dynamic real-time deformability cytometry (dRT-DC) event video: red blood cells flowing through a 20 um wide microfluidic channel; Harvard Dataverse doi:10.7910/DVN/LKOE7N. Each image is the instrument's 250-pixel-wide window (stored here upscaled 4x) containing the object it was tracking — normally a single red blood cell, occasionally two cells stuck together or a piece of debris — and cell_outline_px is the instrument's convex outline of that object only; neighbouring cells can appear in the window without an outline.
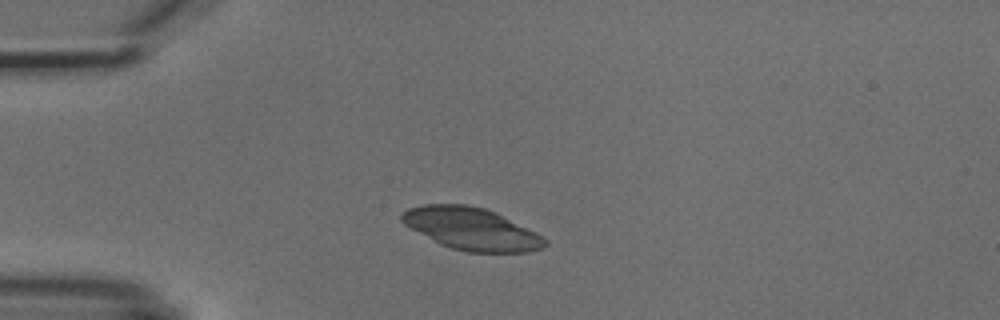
{"species": "common noctule bat (a hibernating species)", "species_latin": "Nyctalus noctula", "temperature_condition": "cold", "stored_images_in_passage": 3, "camera_frame_rate_fps": 3000, "um_per_image_px": 0.085, "animal": {"sex": "male", "body_mass_g": 18.8}, "frame": {"image": 1, "passage_image": 2, "time_ms": 1.0, "image_size_px": [1000, 320], "cell_outline_px": [[548, 244], [544, 248], [528, 252], [468, 252], [452, 248], [440, 244], [404, 224], [400, 220], [400, 216], [408, 208], [424, 204], [468, 204], [484, 208], [496, 212], [544, 236], [548, 240]], "centroid_in_image_um": [40.11, 19.45], "position_along_channel_um": 44.9, "area_um2": 35.26}}